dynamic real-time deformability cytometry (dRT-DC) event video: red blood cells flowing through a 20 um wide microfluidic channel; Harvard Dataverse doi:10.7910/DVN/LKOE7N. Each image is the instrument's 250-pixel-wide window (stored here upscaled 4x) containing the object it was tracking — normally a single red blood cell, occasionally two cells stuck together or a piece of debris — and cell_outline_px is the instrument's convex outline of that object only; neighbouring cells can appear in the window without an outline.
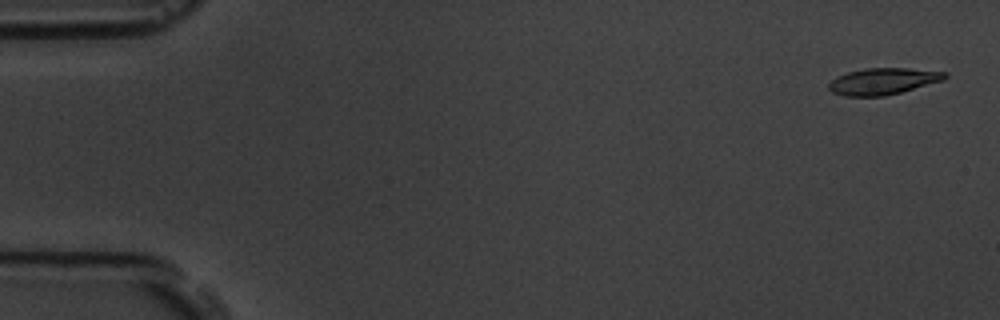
{"species": "common noctule bat (a hibernating species)", "species_latin": "Nyctalus noctula", "temperature_condition": "room temperature", "stored_images_in_passage": 4, "camera_frame_rate_fps": 3000, "um_per_image_px": 0.085, "animal": {"sex": "male", "body_mass_g": 19.5, "forearm_length_mm": 54.6}, "frame": {"image": 1, "passage_image": 1, "time_ms": 0.0, "image_size_px": [1000, 320], "cell_outline_px": [[948, 76], [944, 80], [900, 92], [884, 96], [844, 96], [832, 92], [828, 88], [828, 84], [836, 76], [848, 72], [868, 68], [908, 68], [948, 72]], "centroid_in_image_um": [75.06, 6.9], "position_along_channel_um": 9.9, "area_um2": 17.92}}
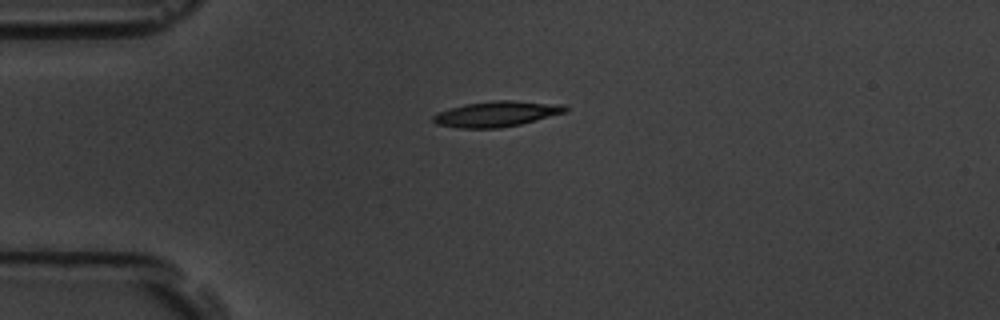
{"frame": {"image": 2, "passage_image": 4, "time_ms": 4.0, "image_size_px": [1000, 320], "cell_outline_px": [[568, 112], [520, 124], [500, 128], [460, 128], [436, 124], [432, 120], [432, 116], [440, 112], [464, 104], [492, 100], [512, 100], [564, 104], [568, 108]], "centroid_in_image_um": [42.26, 9.67], "position_along_channel_um": 42.7, "area_um2": 19.71}}